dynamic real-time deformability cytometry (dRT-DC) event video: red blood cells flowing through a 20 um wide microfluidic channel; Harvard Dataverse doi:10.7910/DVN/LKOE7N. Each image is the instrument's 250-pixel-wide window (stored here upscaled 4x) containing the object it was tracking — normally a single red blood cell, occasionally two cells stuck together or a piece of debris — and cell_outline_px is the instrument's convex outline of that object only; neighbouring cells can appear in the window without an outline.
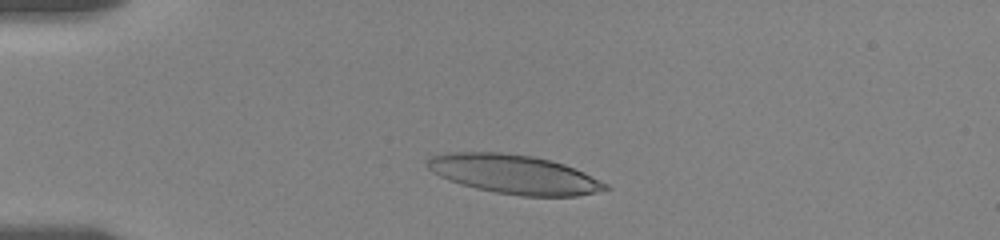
{"species": "human", "species_latin": "Homo sapiens", "temperature_condition": "room temperature", "stored_images_in_passage": 4, "camera_frame_rate_fps": 3000, "um_per_image_px": 0.085, "donor": {"sex": "female"}, "frame": {"image": 1, "passage_image": 2, "time_ms": 1.0, "image_size_px": [1000, 240], "cell_outline_px": [[612, 188], [596, 192], [576, 196], [520, 196], [496, 192], [476, 188], [460, 184], [448, 180], [432, 172], [424, 164], [432, 156], [448, 152], [500, 152], [532, 156], [552, 160], [564, 164], [584, 172], [608, 184]], "centroid_in_image_um": [43.7, 14.81], "position_along_channel_um": 41.3, "area_um2": 40.58}}
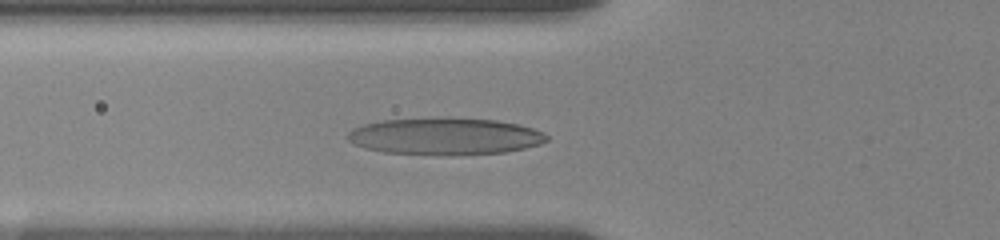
{"frame": {"image": 2, "passage_image": 4, "time_ms": 3.333, "image_size_px": [1000, 240], "cell_outline_px": [[548, 140], [540, 144], [524, 148], [504, 152], [384, 152], [364, 148], [352, 144], [344, 136], [352, 128], [364, 124], [384, 120], [436, 116], [448, 116], [496, 120], [520, 124], [544, 132], [548, 136]], "centroid_in_image_um": [37.79, 11.51], "position_along_channel_um": 88.0, "area_um2": 42.25}}